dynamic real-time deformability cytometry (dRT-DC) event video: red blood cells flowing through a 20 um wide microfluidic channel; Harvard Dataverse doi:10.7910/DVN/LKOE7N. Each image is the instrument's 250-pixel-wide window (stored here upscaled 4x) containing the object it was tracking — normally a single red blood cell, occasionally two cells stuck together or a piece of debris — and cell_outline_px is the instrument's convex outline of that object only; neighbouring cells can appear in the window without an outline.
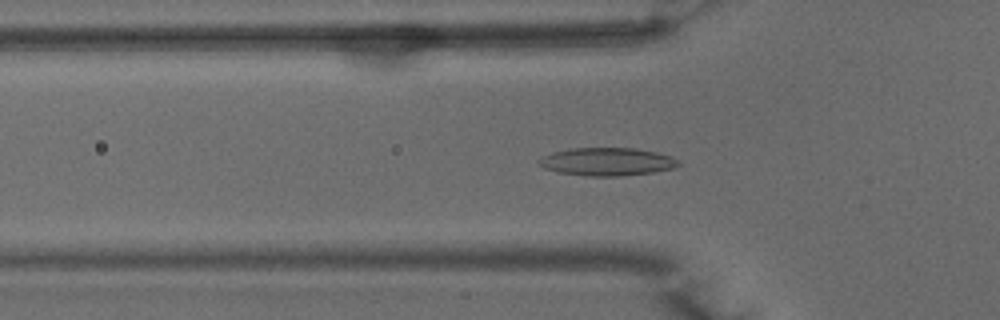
{"species": "common noctule bat (a hibernating species)", "species_latin": "Nyctalus noctula", "temperature_condition": "warm", "stored_images_in_passage": 50, "camera_frame_rate_fps": 3000, "um_per_image_px": 0.085, "animal": {"sex": "male", "body_mass_g": 15.6}, "frame": {"image": 1, "passage_image": 16, "time_ms": 5.0, "image_size_px": [1000, 320], "cell_outline_px": [[680, 164], [672, 168], [652, 172], [620, 176], [588, 176], [556, 172], [544, 168], [536, 160], [540, 156], [552, 152], [572, 148], [636, 148], [656, 152], [672, 156]], "centroid_in_image_um": [51.54, 13.74], "position_along_channel_um": 74.3, "area_um2": 22.77}}
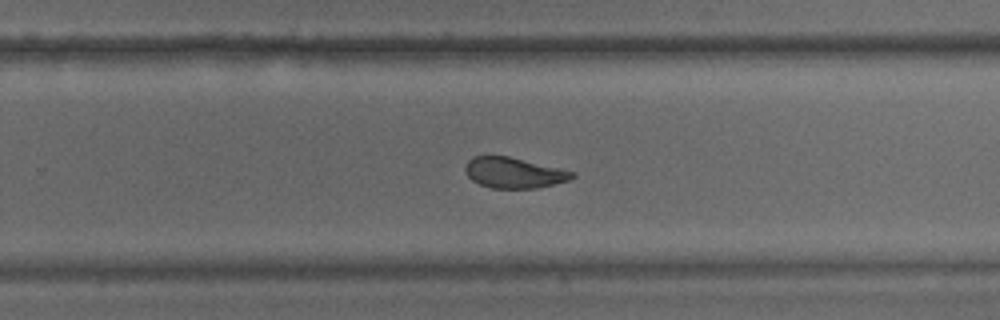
{"frame": {"image": 2, "passage_image": 32, "time_ms": 10.333, "image_size_px": [1000, 320], "cell_outline_px": [[576, 176], [568, 180], [536, 188], [492, 188], [480, 184], [472, 180], [468, 176], [464, 168], [468, 160], [472, 156], [508, 156], [560, 168], [576, 172]], "centroid_in_image_um": [43.67, 14.68], "position_along_channel_um": 286.1, "area_um2": 18.96}}
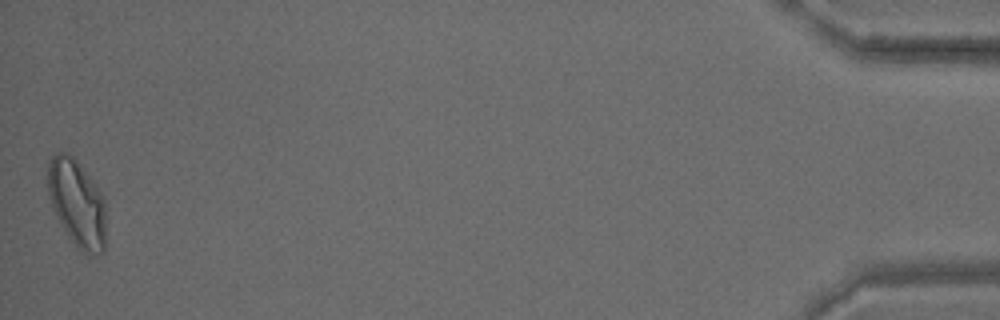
{"frame": {"image": 3, "passage_image": 50, "time_ms": 16.333, "image_size_px": [1000, 320], "cell_outline_px": [[104, 248], [96, 256], [88, 256], [80, 252], [76, 248], [68, 236], [52, 208], [48, 192], [48, 164], [52, 156], [56, 152], [68, 152], [80, 164], [104, 196]], "centroid_in_image_um": [6.53, 17.29], "position_along_channel_um": 428.7, "area_um2": 29.54}, "authors_computed_cell_mechanics": {"area_um2": 21.6172, "velocity_mm_per_s": 3.9637, "shape_relaxation_time_tau1_ms": 7.6015, "shape_relaxation_time_tau2_ms": 1.7733, "deformation_change_tau1": 0.1944, "deformation_change_tau2": 0.0822}}